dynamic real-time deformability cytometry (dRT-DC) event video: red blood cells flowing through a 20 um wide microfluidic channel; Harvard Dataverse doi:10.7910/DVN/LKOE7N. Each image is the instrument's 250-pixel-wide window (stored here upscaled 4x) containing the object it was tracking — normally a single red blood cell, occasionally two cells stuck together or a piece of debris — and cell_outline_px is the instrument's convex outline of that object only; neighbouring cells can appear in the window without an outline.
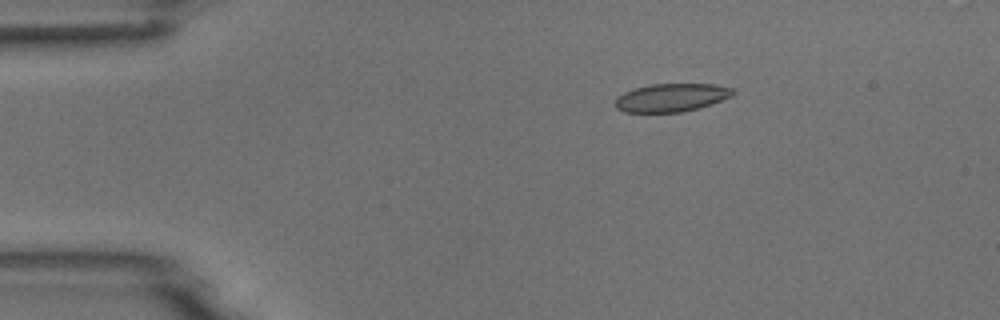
{"species": "common noctule bat (a hibernating species)", "species_latin": "Nyctalus noctula", "temperature_condition": "room temperature", "stored_images_in_passage": 6, "camera_frame_rate_fps": 3000, "um_per_image_px": 0.085, "animal": {"sex": "male", "body_mass_g": 18.8}, "frame": {"image": 1, "passage_image": 3, "time_ms": 2.333, "image_size_px": [1000, 320], "cell_outline_px": [[736, 92], [732, 96], [712, 104], [700, 108], [684, 112], [624, 112], [616, 108], [616, 96], [632, 88], [652, 84], [712, 84], [732, 88]], "centroid_in_image_um": [57.07, 8.3], "position_along_channel_um": 27.9, "area_um2": 19.48}}
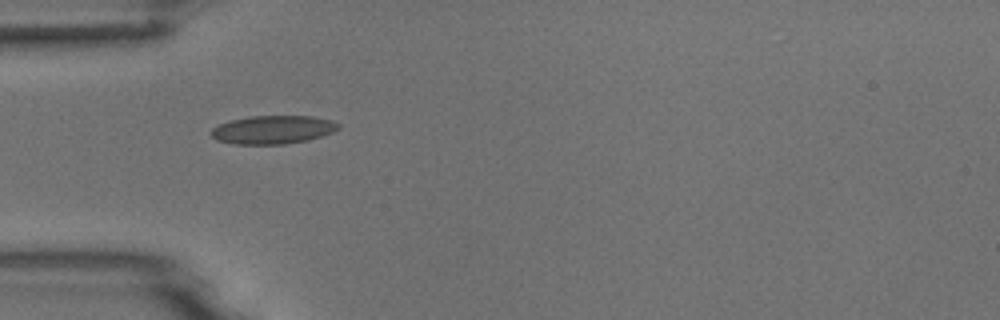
{"frame": {"image": 2, "passage_image": 5, "time_ms": 4.667, "image_size_px": [1000, 320], "cell_outline_px": [[340, 128], [332, 132], [308, 140], [284, 144], [236, 144], [216, 140], [208, 132], [212, 128], [220, 124], [232, 120], [248, 116], [312, 116], [332, 120], [340, 124]], "centroid_in_image_um": [23.19, 11.02], "position_along_channel_um": 61.8, "area_um2": 21.04}}